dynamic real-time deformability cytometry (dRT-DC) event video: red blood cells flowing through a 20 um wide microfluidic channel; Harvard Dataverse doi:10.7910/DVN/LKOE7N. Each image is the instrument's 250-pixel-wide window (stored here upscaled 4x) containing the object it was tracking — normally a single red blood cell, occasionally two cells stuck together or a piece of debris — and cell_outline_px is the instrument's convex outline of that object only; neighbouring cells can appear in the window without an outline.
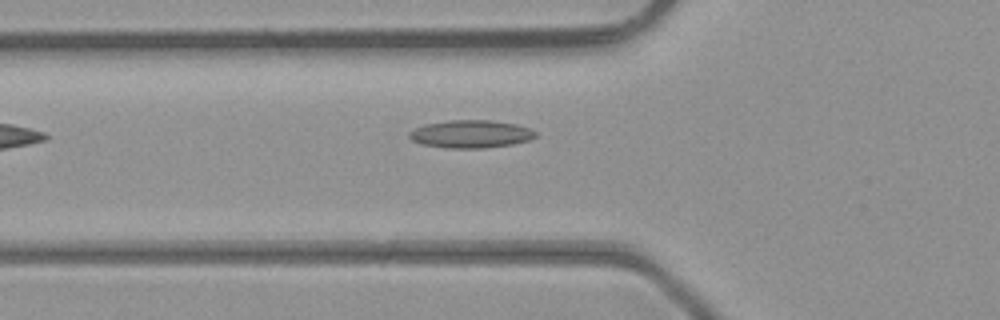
{"species": "common noctule bat (a hibernating species)", "species_latin": "Nyctalus noctula", "temperature_condition": "room temperature", "stored_images_in_passage": 12, "camera_frame_rate_fps": 3000, "um_per_image_px": 0.085, "animal": {"sex": "male", "body_mass_g": 23.1, "forearm_length_mm": 52.7}, "frame": {"image": 1, "passage_image": 3, "time_ms": 0.667, "image_size_px": [1000, 320], "cell_outline_px": [[536, 136], [528, 140], [512, 144], [484, 148], [448, 148], [420, 144], [412, 140], [408, 136], [408, 132], [424, 124], [448, 120], [492, 120], [516, 124], [528, 128], [536, 132]], "centroid_in_image_um": [39.98, 11.39], "position_along_channel_um": 85.8, "area_um2": 20.46}}
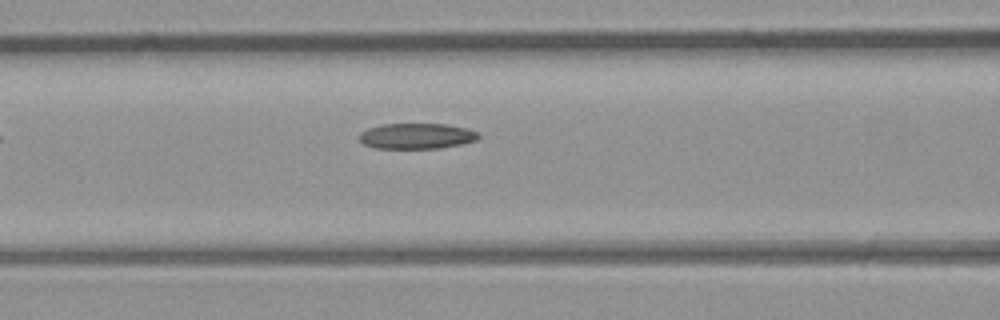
{"frame": {"image": 2, "passage_image": 6, "time_ms": 1.667, "image_size_px": [1000, 320], "cell_outline_px": [[480, 136], [476, 140], [460, 144], [440, 148], [376, 148], [364, 144], [360, 140], [360, 132], [368, 128], [384, 124], [448, 124], [468, 128], [476, 132]], "centroid_in_image_um": [35.42, 11.56], "position_along_channel_um": 131.2, "area_um2": 17.69}}